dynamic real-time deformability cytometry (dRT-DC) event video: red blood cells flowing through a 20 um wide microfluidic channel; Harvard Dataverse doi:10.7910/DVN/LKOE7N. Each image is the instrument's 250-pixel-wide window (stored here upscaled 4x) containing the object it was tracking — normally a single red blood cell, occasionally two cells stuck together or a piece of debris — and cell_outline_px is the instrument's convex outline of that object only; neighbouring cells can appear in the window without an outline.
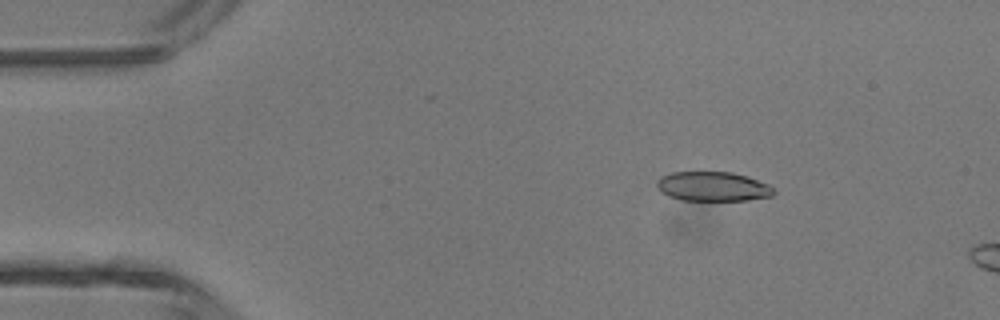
{"species": "common noctule bat (a hibernating species)", "species_latin": "Nyctalus noctula", "temperature_condition": "room temperature", "stored_images_in_passage": 3, "camera_frame_rate_fps": 3000, "um_per_image_px": 0.085, "animal": {"sex": "male", "body_mass_g": 13.3}, "frame": {"image": 1, "passage_image": 2, "time_ms": 0.333, "image_size_px": [1000, 320], "cell_outline_px": [[776, 192], [772, 196], [748, 200], [680, 200], [668, 196], [660, 192], [656, 188], [656, 180], [660, 176], [672, 172], [732, 172], [768, 184]], "centroid_in_image_um": [60.52, 15.85], "position_along_channel_um": 24.5, "area_um2": 20.11}}